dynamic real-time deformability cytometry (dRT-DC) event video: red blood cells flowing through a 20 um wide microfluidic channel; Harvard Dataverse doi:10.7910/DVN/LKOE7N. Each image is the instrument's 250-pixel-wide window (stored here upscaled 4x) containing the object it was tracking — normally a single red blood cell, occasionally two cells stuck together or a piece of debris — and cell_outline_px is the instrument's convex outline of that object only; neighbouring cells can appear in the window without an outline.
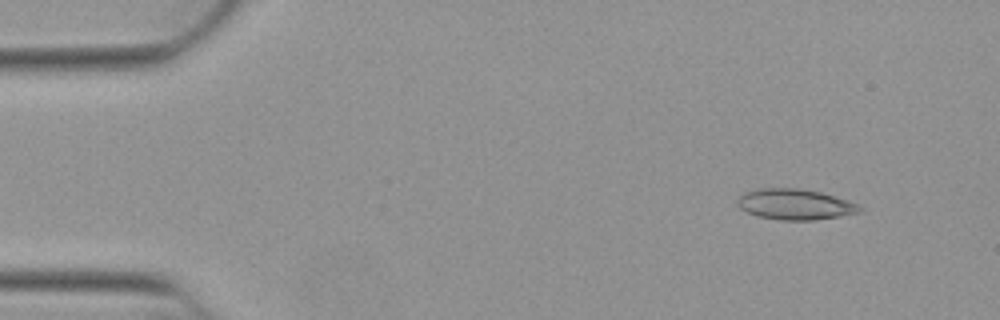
{"species": "Egyptian fruit bat (a non-hibernating species)", "species_latin": "Rousettus aegyptiacus", "temperature_condition": "warm", "stored_images_in_passage": 47, "camera_frame_rate_fps": 3000, "um_per_image_px": 0.085, "animal": {"sex": "female"}, "frame": {"image": 1, "passage_image": 1, "time_ms": 0.0, "image_size_px": [1000, 320], "cell_outline_px": [[864, 208], [860, 212], [840, 216], [812, 220], [780, 220], [756, 216], [740, 208], [736, 204], [736, 200], [744, 192], [760, 188], [800, 188], [820, 192], [848, 200]], "centroid_in_image_um": [67.55, 17.37], "position_along_channel_um": 17.4, "area_um2": 21.91}}
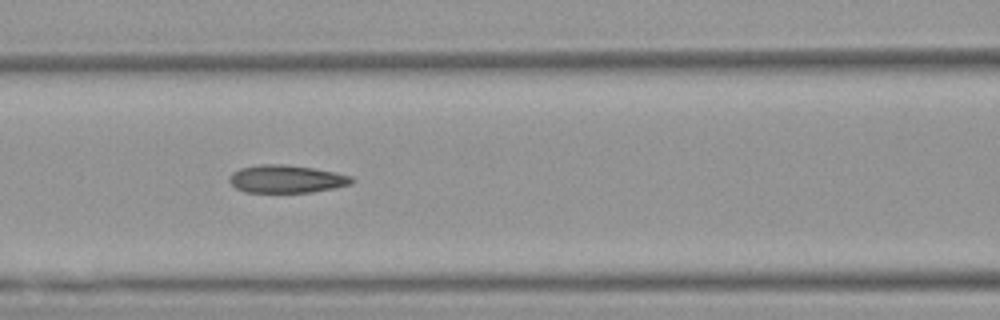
{"frame": {"image": 2, "passage_image": 18, "time_ms": 5.667, "image_size_px": [1000, 320], "cell_outline_px": [[356, 180], [352, 184], [336, 188], [312, 192], [244, 192], [236, 188], [228, 180], [232, 172], [240, 168], [260, 164], [284, 164], [312, 168], [336, 172], [352, 176]], "centroid_in_image_um": [24.38, 15.21], "position_along_channel_um": 142.2, "area_um2": 20.0}}
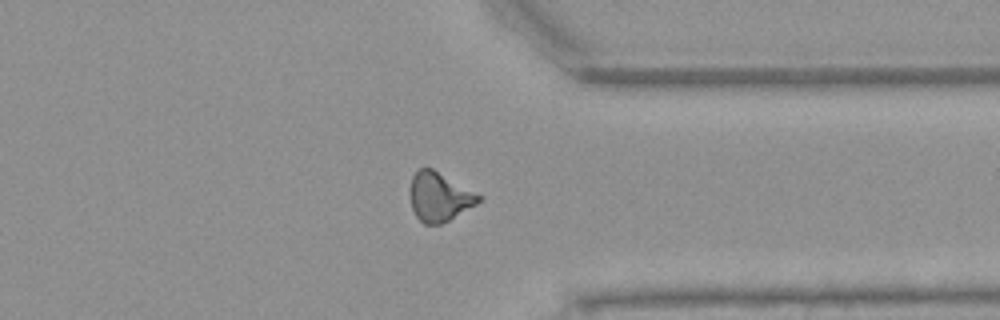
{"frame": {"image": 3, "passage_image": 36, "time_ms": 11.667, "image_size_px": [1000, 320], "cell_outline_px": [[484, 200], [448, 220], [440, 224], [424, 224], [416, 216], [412, 208], [408, 192], [412, 176], [420, 168], [432, 168], [484, 196]], "centroid_in_image_um": [37.35, 16.72], "position_along_channel_um": 374.1, "area_um2": 19.77}, "authors_computed_cell_mechanics": {"area_um2": 19.8254, "velocity_mm_per_s": 3.9408, "shape_relaxation_time_tau1_ms": null, "shape_relaxation_time_tau2_ms": 3.1046, "deformation_change_tau1": null, "deformation_change_tau2": 0.1169}}